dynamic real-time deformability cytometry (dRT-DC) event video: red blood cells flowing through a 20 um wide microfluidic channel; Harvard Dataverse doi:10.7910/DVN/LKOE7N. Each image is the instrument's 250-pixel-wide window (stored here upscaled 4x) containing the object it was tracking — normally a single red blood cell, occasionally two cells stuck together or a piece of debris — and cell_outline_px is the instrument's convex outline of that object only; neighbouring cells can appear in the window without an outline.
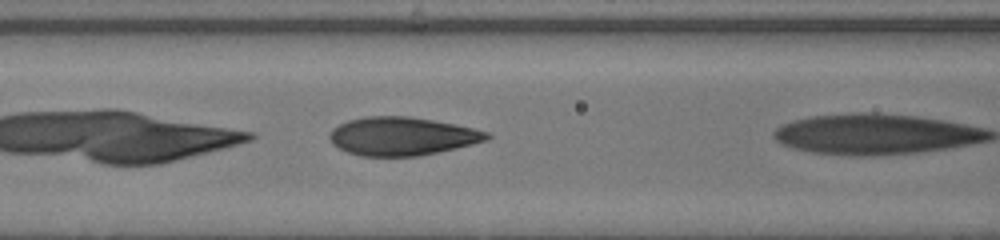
{"species": "human", "species_latin": "Homo sapiens", "temperature_condition": "warm", "stored_images_in_passage": 13, "camera_frame_rate_fps": 3000, "um_per_image_px": 0.085, "donor": {"sex": "male"}, "frame": {"image": 1, "passage_image": 6, "time_ms": 1.667, "image_size_px": [1000, 240], "cell_outline_px": [[492, 136], [488, 140], [456, 148], [420, 156], [360, 156], [348, 152], [332, 144], [328, 136], [332, 128], [348, 120], [364, 116], [408, 116], [456, 124], [488, 132]], "centroid_in_image_um": [34.16, 11.58], "position_along_channel_um": 132.4, "area_um2": 35.2}}